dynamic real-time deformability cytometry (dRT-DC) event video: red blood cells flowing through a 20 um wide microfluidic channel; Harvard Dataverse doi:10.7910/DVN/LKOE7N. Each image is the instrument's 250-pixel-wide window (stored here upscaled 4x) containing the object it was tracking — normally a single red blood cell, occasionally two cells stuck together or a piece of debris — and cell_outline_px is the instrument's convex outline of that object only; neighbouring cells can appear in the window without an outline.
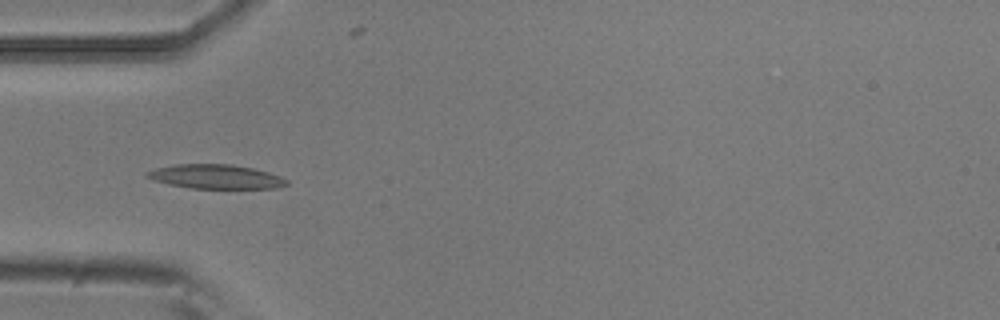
{"species": "common noctule bat (a hibernating species)", "species_latin": "Nyctalus noctula", "temperature_condition": "room temperature", "stored_images_in_passage": 10, "camera_frame_rate_fps": 3000, "um_per_image_px": 0.085, "animal": {"sex": "male", "body_mass_g": 20.5, "forearm_length_mm": 52.5}, "frame": {"image": 1, "passage_image": 4, "time_ms": 1.0, "image_size_px": [1000, 320], "cell_outline_px": [[288, 184], [276, 188], [192, 188], [168, 184], [152, 180], [144, 176], [144, 172], [156, 168], [176, 164], [232, 164], [252, 168], [268, 172], [280, 176], [288, 180]], "centroid_in_image_um": [18.3, 15.01], "position_along_channel_um": 66.7, "area_um2": 19.71}}
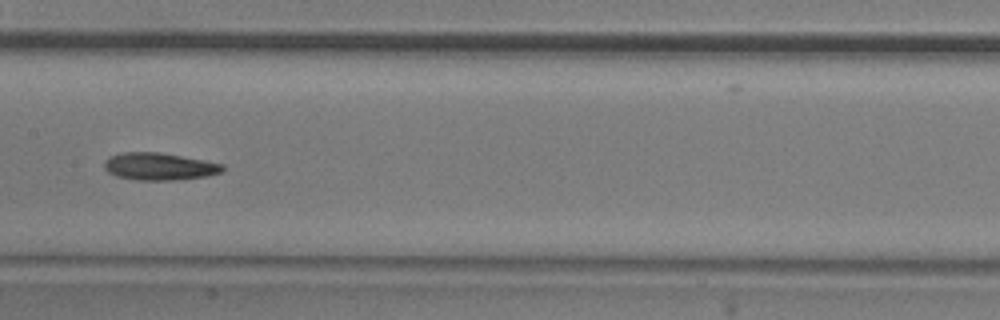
{"frame": {"image": 2, "passage_image": 7, "time_ms": 2.0, "image_size_px": [1000, 320], "cell_outline_px": [[224, 172], [208, 176], [172, 180], [136, 180], [116, 176], [108, 172], [104, 168], [104, 160], [112, 156], [124, 152], [160, 152], [204, 160], [224, 164]], "centroid_in_image_um": [13.56, 14.15], "position_along_channel_um": 193.8, "area_um2": 18.9}}
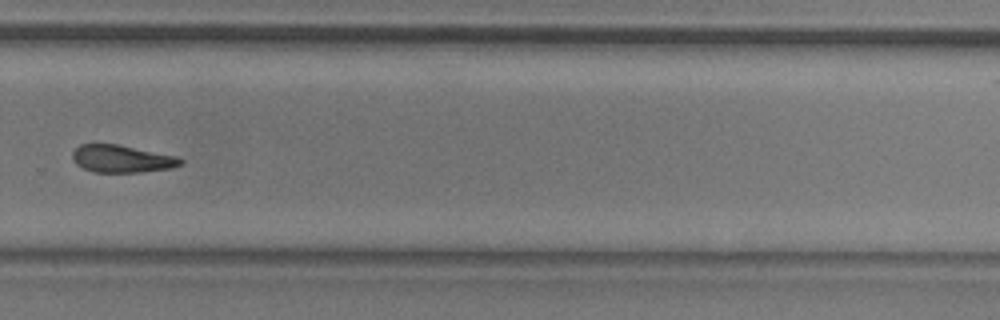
{"frame": {"image": 3, "passage_image": 10, "time_ms": 3.0, "image_size_px": [1000, 320], "cell_outline_px": [[184, 164], [172, 168], [140, 172], [92, 172], [76, 164], [72, 160], [72, 152], [80, 144], [116, 144], [176, 156], [184, 160]], "centroid_in_image_um": [10.35, 13.5], "position_along_channel_um": 319.4, "area_um2": 17.28}}